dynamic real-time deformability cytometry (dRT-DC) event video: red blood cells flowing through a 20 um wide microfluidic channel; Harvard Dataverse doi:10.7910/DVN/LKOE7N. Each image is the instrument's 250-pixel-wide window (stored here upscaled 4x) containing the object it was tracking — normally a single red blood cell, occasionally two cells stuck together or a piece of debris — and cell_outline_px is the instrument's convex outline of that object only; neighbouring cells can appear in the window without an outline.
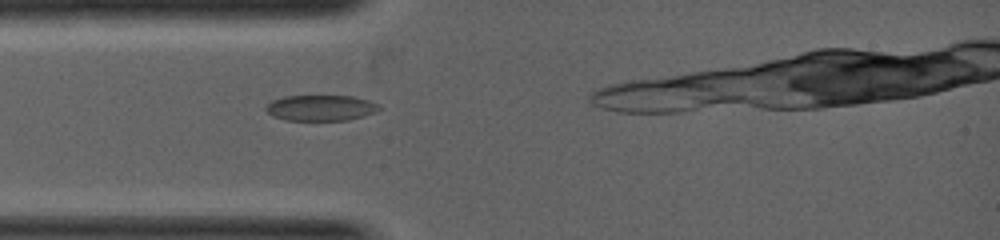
{"species": "common noctule bat (a hibernating species)", "species_latin": "Nyctalus noctula", "temperature_condition": "warm", "stored_images_in_passage": 6, "camera_frame_rate_fps": 5000, "um_per_image_px": 0.085, "animal": {"sex": "female", "body_mass_g": 19.0, "forearm_length_mm": 53.3}, "frame": {"image": 1, "passage_image": 3, "time_ms": 0.6, "image_size_px": [1000, 240], "cell_outline_px": [[380, 108], [376, 112], [364, 116], [348, 120], [284, 120], [272, 116], [264, 108], [272, 100], [284, 96], [352, 96], [368, 100], [380, 104]], "centroid_in_image_um": [27.27, 9.17], "position_along_channel_um": 57.7, "area_um2": 17.05}}
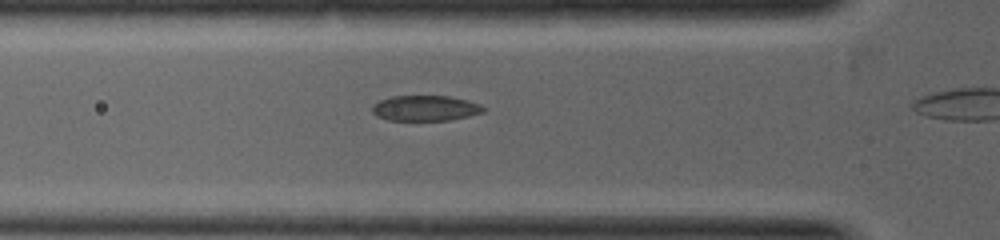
{"frame": {"image": 2, "passage_image": 5, "time_ms": 1.0, "image_size_px": [1000, 240], "cell_outline_px": [[488, 108], [484, 112], [468, 116], [448, 120], [388, 120], [376, 116], [372, 112], [372, 104], [380, 100], [392, 96], [448, 96], [468, 100], [480, 104]], "centroid_in_image_um": [36.16, 9.19], "position_along_channel_um": 89.6, "area_um2": 16.59}}